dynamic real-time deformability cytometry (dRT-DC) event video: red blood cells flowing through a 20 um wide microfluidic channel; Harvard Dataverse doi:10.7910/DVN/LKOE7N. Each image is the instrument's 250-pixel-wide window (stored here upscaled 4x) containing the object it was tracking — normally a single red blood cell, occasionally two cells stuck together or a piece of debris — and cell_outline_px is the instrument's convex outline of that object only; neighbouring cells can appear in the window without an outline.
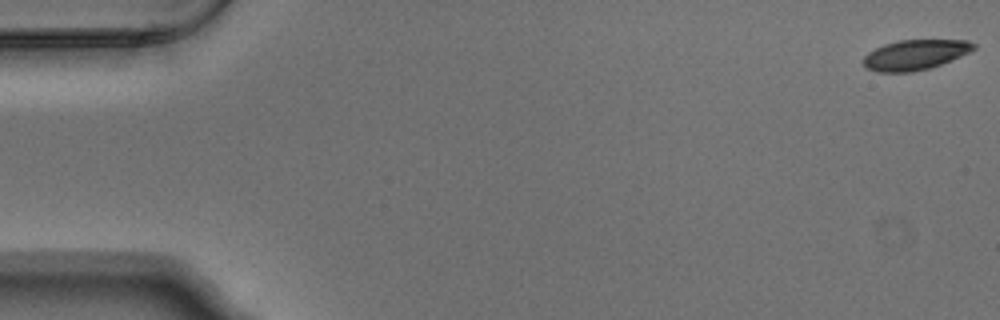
{"species": "Egyptian fruit bat (a non-hibernating species)", "species_latin": "Rousettus aegyptiacus", "temperature_condition": "warm", "stored_images_in_passage": 5, "camera_frame_rate_fps": 3000, "um_per_image_px": 0.085, "animal": {"sex": "male"}, "frame": {"image": 1, "passage_image": 1, "time_ms": 0.0, "image_size_px": [1000, 320], "cell_outline_px": [[976, 48], [960, 56], [940, 64], [928, 68], [912, 72], [876, 72], [864, 68], [864, 56], [868, 52], [884, 44], [896, 40], [968, 40], [976, 44]], "centroid_in_image_um": [77.75, 4.65], "position_along_channel_um": 7.2, "area_um2": 19.31}}
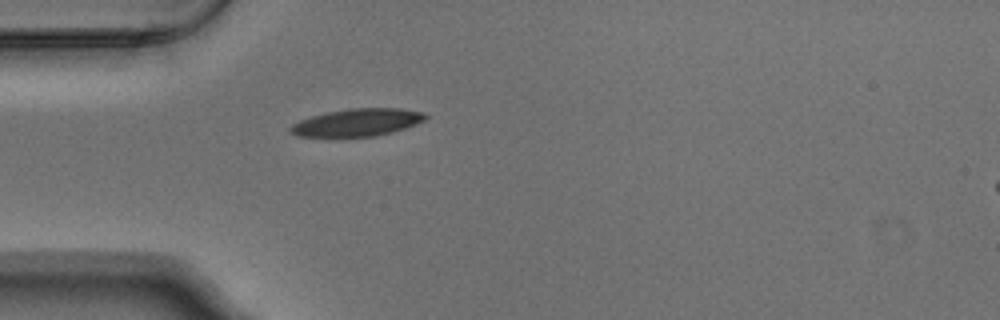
{"frame": {"image": 2, "passage_image": 5, "time_ms": 1.333, "image_size_px": [1000, 320], "cell_outline_px": [[428, 116], [424, 120], [416, 124], [392, 132], [376, 136], [296, 136], [288, 128], [292, 124], [300, 120], [312, 116], [328, 112], [352, 108], [400, 108], [424, 112]], "centroid_in_image_um": [30.39, 10.4], "position_along_channel_um": 54.6, "area_um2": 21.39}}